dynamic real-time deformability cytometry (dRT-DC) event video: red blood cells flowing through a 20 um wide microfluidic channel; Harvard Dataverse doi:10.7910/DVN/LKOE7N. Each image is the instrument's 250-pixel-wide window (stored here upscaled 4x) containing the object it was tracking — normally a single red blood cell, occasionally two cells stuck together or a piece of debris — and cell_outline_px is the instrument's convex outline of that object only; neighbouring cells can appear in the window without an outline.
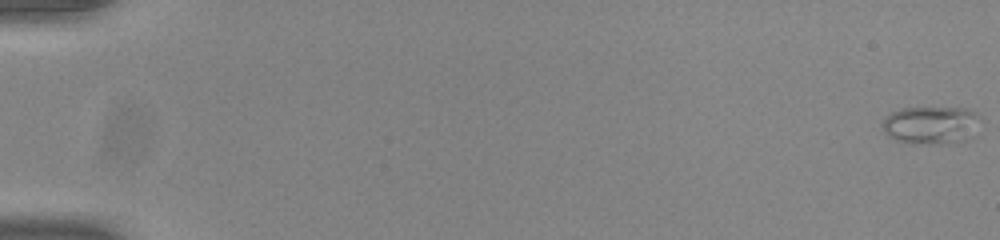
{"species": "common noctule bat (a hibernating species)", "species_latin": "Nyctalus noctula", "temperature_condition": "room temperature", "stored_images_in_passage": 55, "camera_frame_rate_fps": 3000, "um_per_image_px": 0.085, "animal": {"sex": "male", "body_mass_g": 20.0, "forearm_length_mm": 53.3}, "frame": {"image": 1, "passage_image": 1, "time_ms": 0.0, "image_size_px": [1000, 240], "cell_outline_px": [[976, 116], [972, 136], [968, 140], [948, 144], [912, 144], [896, 140], [888, 136], [884, 132], [880, 124], [892, 112], [900, 108], [964, 108], [976, 112]], "centroid_in_image_um": [79.06, 10.66], "position_along_channel_um": 5.9, "area_um2": 21.5}}
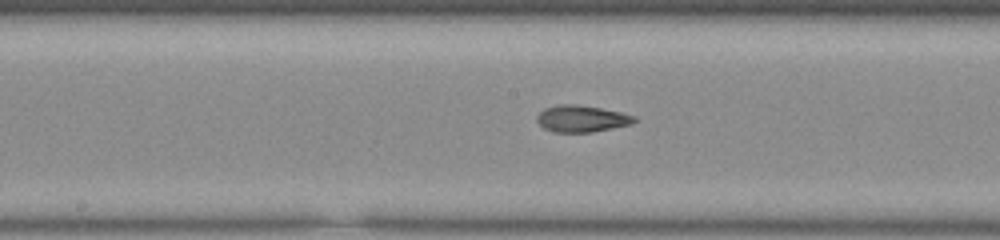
{"frame": {"image": 2, "passage_image": 30, "time_ms": 9.667, "image_size_px": [1000, 240], "cell_outline_px": [[636, 120], [632, 124], [592, 132], [552, 132], [544, 128], [536, 120], [536, 116], [544, 108], [560, 104], [576, 104], [600, 108], [620, 112], [636, 116]], "centroid_in_image_um": [49.43, 10.09], "position_along_channel_um": 198.8, "area_um2": 15.14}}
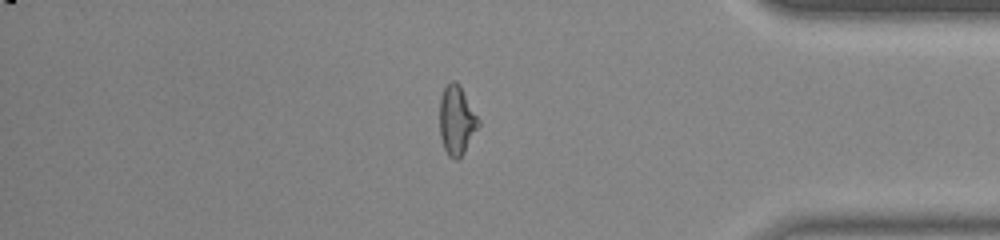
{"frame": {"image": 3, "passage_image": 47, "time_ms": 15.333, "image_size_px": [1000, 240], "cell_outline_px": [[480, 124], [464, 152], [456, 160], [448, 156], [444, 148], [440, 136], [440, 96], [444, 88], [452, 80], [456, 80], [460, 84], [480, 120]], "centroid_in_image_um": [38.82, 10.2], "position_along_channel_um": 396.4, "area_um2": 15.66}, "authors_computed_cell_mechanics": {"area_um2": 15.606, "velocity_mm_per_s": 3.9014, "shape_relaxation_time_tau1_ms": null, "shape_relaxation_time_tau2_ms": 1.9362, "deformation_change_tau1": null, "deformation_change_tau2": 0.1015}}